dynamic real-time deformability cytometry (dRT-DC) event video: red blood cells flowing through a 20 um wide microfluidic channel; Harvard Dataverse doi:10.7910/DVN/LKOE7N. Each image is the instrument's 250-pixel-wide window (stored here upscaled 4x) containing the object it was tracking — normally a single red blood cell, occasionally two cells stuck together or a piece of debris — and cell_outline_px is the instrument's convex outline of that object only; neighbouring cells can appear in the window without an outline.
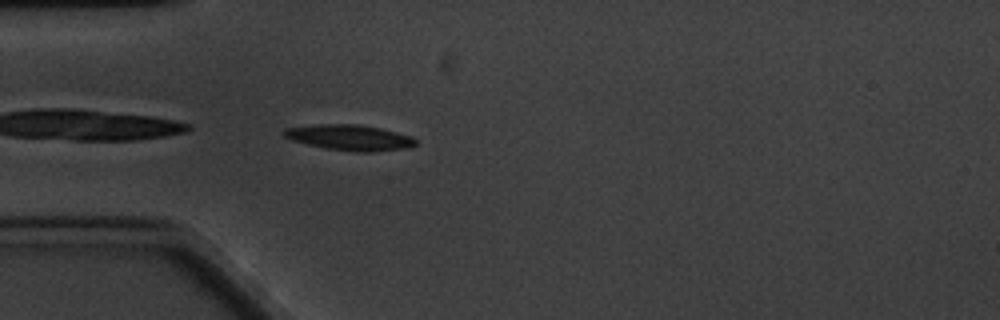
{"species": "common noctule bat (a hibernating species)", "species_latin": "Nyctalus noctula", "temperature_condition": "cold", "stored_images_in_passage": 45, "camera_frame_rate_fps": 3000, "um_per_image_px": 0.085, "animal": {"sex": "male", "body_mass_g": 20.1, "forearm_length_mm": 53.5}, "frame": {"image": 1, "passage_image": 1, "time_ms": 0.0, "image_size_px": [1000, 320], "cell_outline_px": [[416, 144], [412, 148], [372, 152], [356, 152], [328, 148], [308, 144], [292, 140], [284, 136], [284, 128], [320, 124], [356, 124], [380, 128], [412, 136], [416, 140]], "centroid_in_image_um": [29.78, 11.7], "position_along_channel_um": 55.2, "area_um2": 19.59}, "authors_computed_cell_mechanics": {"area_um2": 17.3978, "velocity_mm_per_s": 3.2518, "shape_relaxation_time_tau1_ms": 3.2288, "shape_relaxation_time_tau2_ms": 6.8573, "deformation_change_tau1": 0.1783, "deformation_change_tau2": 0.1156}}